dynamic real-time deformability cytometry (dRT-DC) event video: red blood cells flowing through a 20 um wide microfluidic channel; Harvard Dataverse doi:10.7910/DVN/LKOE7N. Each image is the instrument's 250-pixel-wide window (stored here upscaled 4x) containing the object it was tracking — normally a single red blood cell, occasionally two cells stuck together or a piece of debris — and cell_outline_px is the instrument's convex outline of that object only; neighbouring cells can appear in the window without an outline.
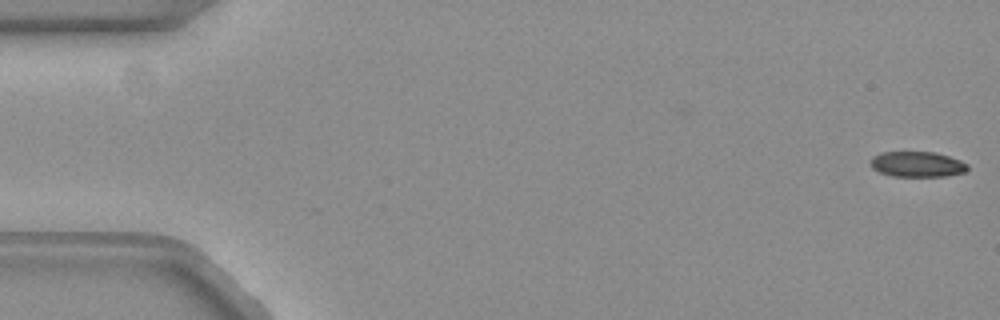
{"species": "common noctule bat (a hibernating species)", "species_latin": "Nyctalus noctula", "temperature_condition": "warm", "stored_images_in_passage": 2, "camera_frame_rate_fps": 3000, "um_per_image_px": 0.085, "animal": {"sex": "female", "body_mass_g": 19.3, "forearm_length_mm": 54.1}, "frame": {"image": 1, "passage_image": 1, "time_ms": 0.0, "image_size_px": [1000, 320], "cell_outline_px": [[968, 168], [964, 172], [944, 176], [892, 176], [880, 172], [872, 168], [872, 156], [880, 152], [932, 152], [948, 156], [960, 160], [968, 164]], "centroid_in_image_um": [77.96, 13.96], "position_along_channel_um": 7.0, "area_um2": 14.22}}